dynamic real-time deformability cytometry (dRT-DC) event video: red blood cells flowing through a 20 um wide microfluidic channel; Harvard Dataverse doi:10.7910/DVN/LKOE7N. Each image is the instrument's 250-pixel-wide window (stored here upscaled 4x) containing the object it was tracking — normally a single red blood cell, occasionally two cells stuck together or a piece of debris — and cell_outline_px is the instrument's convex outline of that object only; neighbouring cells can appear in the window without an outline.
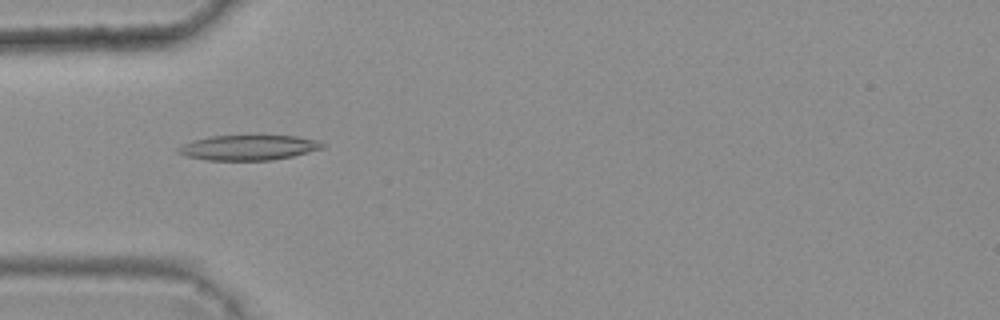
{"species": "common noctule bat (a hibernating species)", "species_latin": "Nyctalus noctula", "temperature_condition": "warm", "stored_images_in_passage": 6, "camera_frame_rate_fps": 3000, "um_per_image_px": 0.085, "animal": {"sex": "female", "body_mass_g": 25.1}, "frame": {"image": 1, "passage_image": 5, "time_ms": 1.333, "image_size_px": [1000, 320], "cell_outline_px": [[324, 148], [292, 156], [272, 160], [208, 160], [188, 156], [176, 152], [176, 148], [192, 140], [208, 136], [260, 132], [296, 136], [316, 140], [324, 144]], "centroid_in_image_um": [21.13, 12.48], "position_along_channel_um": 63.9, "area_um2": 22.2}}
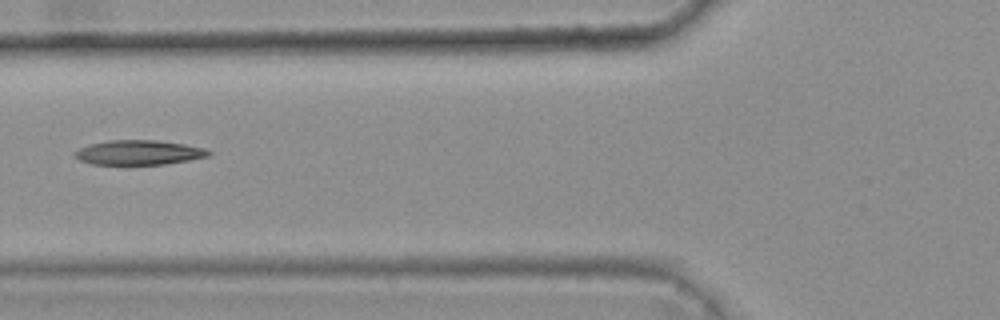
{"frame": {"image": 2, "passage_image": 6, "time_ms": 1.667, "image_size_px": [1000, 320], "cell_outline_px": [[212, 152], [208, 156], [188, 160], [164, 164], [92, 164], [80, 160], [72, 156], [72, 152], [88, 144], [108, 140], [156, 140], [184, 144], [204, 148]], "centroid_in_image_um": [11.74, 12.95], "position_along_channel_um": 114.1, "area_um2": 19.19}}